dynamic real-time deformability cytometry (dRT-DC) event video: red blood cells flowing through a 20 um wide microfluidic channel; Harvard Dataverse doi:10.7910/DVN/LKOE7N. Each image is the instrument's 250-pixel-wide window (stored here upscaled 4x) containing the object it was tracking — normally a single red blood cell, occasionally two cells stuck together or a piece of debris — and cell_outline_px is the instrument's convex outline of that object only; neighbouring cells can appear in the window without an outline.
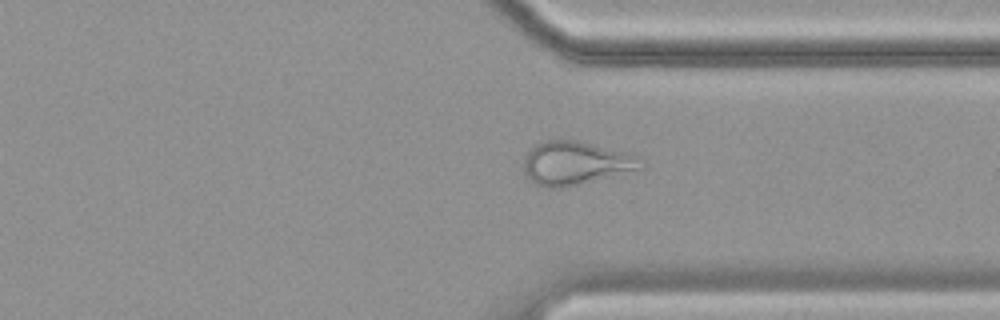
{"species": "common noctule bat (a hibernating species)", "species_latin": "Nyctalus noctula", "temperature_condition": "cold", "stored_images_in_passage": 57, "camera_frame_rate_fps": 3000, "um_per_image_px": 0.085, "animal": {"sex": "female", "body_mass_g": 19.9}, "frame": {"image": 1, "passage_image": 43, "time_ms": 14.0, "image_size_px": [1000, 320], "cell_outline_px": [[644, 168], [564, 188], [548, 188], [532, 184], [524, 176], [524, 156], [528, 148], [532, 144], [544, 140], [576, 140], [632, 152], [640, 156]], "centroid_in_image_um": [48.89, 13.86], "position_along_channel_um": 362.5, "area_um2": 30.58}}
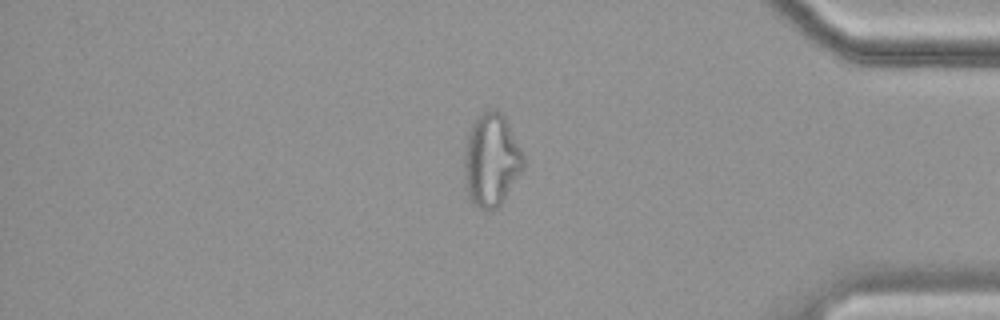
{"frame": {"image": 2, "passage_image": 48, "time_ms": 15.667, "image_size_px": [1000, 320], "cell_outline_px": [[524, 168], [500, 204], [496, 208], [488, 212], [472, 204], [468, 196], [464, 180], [464, 156], [468, 132], [472, 124], [488, 108], [496, 108], [504, 116], [524, 156]], "centroid_in_image_um": [41.74, 13.63], "position_along_channel_um": 393.5, "area_um2": 31.96}}